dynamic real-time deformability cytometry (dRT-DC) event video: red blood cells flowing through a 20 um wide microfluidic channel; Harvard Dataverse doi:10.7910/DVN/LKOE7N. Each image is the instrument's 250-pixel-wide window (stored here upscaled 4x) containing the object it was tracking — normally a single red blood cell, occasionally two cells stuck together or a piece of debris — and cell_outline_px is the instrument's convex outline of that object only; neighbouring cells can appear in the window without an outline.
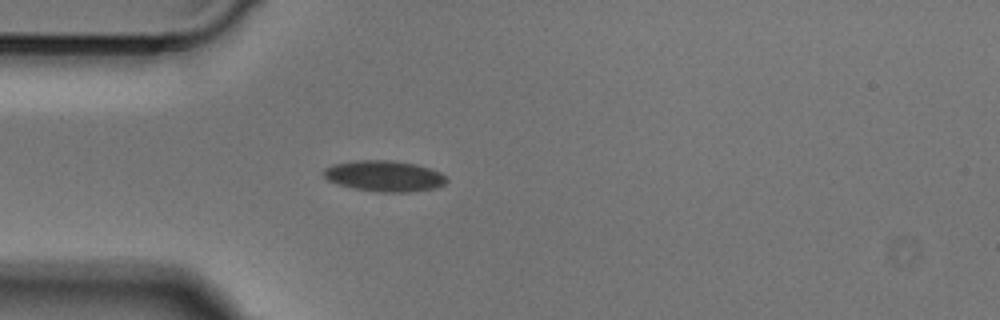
{"species": "Egyptian fruit bat (a non-hibernating species)", "species_latin": "Rousettus aegyptiacus", "temperature_condition": "cold", "stored_images_in_passage": 30, "camera_frame_rate_fps": 3000, "um_per_image_px": 0.085, "animal": {"sex": "male"}, "frame": {"image": 1, "passage_image": 1, "time_ms": 0.0, "image_size_px": [1000, 320], "cell_outline_px": [[448, 180], [444, 184], [436, 188], [408, 192], [380, 192], [356, 188], [340, 184], [328, 180], [320, 172], [324, 168], [332, 164], [356, 160], [392, 160], [416, 164], [440, 172], [448, 176]], "centroid_in_image_um": [32.68, 14.95], "position_along_channel_um": 52.3, "area_um2": 22.2}}
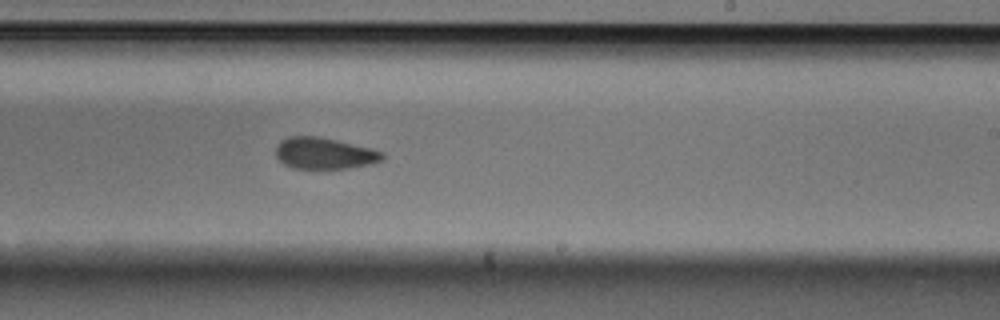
{"frame": {"image": 2, "passage_image": 17, "time_ms": 5.333, "image_size_px": [1000, 320], "cell_outline_px": [[384, 160], [372, 164], [348, 168], [292, 168], [284, 164], [276, 156], [276, 144], [280, 140], [288, 136], [316, 136], [336, 140], [372, 148], [384, 152]], "centroid_in_image_um": [27.58, 13.03], "position_along_channel_um": 261.4, "area_um2": 19.65}}
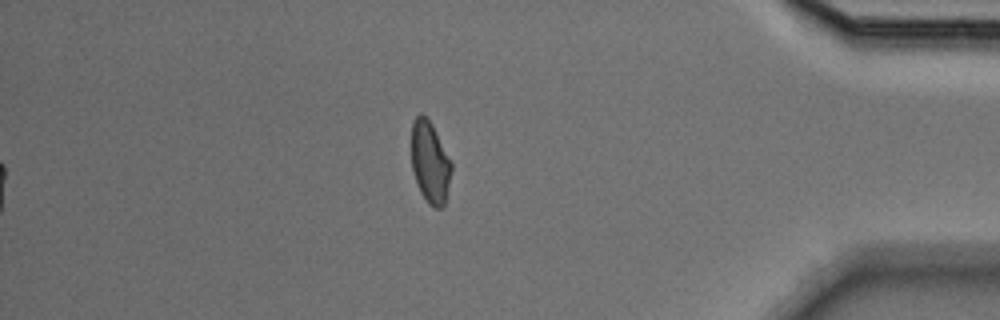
{"frame": {"image": 3, "passage_image": 30, "time_ms": 9.667, "image_size_px": [1000, 320], "cell_outline_px": [[452, 168], [444, 204], [440, 208], [436, 208], [428, 204], [420, 192], [412, 168], [412, 124], [416, 116], [420, 112], [432, 124], [452, 160]], "centroid_in_image_um": [36.56, 13.78], "position_along_channel_um": 398.6, "area_um2": 18.96}}